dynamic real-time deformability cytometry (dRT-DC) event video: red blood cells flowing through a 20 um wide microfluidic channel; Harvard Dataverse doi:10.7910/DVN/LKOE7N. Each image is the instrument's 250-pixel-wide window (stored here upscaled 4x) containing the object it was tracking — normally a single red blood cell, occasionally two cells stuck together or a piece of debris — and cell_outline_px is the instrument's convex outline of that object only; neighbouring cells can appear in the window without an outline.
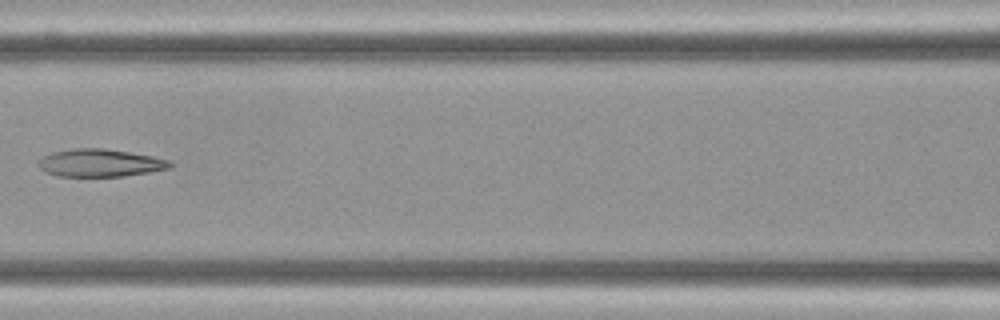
{"species": "Egyptian fruit bat (a non-hibernating species)", "species_latin": "Rousettus aegyptiacus", "temperature_condition": "cold", "stored_images_in_passage": 7, "camera_frame_rate_fps": 3000, "um_per_image_px": 0.085, "frame": {"image": 1, "passage_image": 7, "time_ms": 2.0, "image_size_px": [1000, 320], "cell_outline_px": [[176, 164], [168, 168], [148, 172], [124, 176], [56, 176], [40, 168], [36, 164], [44, 156], [52, 152], [76, 148], [104, 148], [152, 156], [172, 160]], "centroid_in_image_um": [8.54, 13.84], "position_along_channel_um": 158.1, "area_um2": 21.15}}